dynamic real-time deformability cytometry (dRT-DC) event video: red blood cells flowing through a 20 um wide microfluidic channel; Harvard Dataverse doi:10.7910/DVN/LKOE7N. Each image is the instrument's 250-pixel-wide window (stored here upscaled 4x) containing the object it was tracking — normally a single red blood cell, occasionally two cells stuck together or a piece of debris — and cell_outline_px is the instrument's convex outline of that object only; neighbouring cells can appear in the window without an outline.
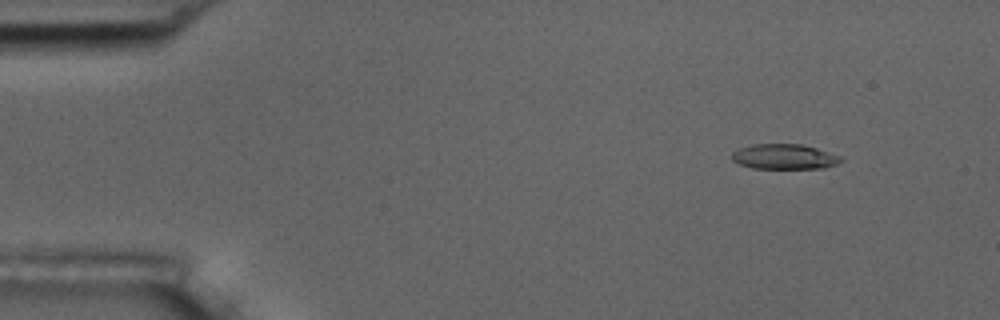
{"species": "common noctule bat (a hibernating species)", "species_latin": "Nyctalus noctula", "temperature_condition": "room temperature", "stored_images_in_passage": 5, "camera_frame_rate_fps": 3000, "um_per_image_px": 0.085, "animal": {"sex": "male", "body_mass_g": 17.5, "forearm_length_mm": 52.3}, "frame": {"image": 1, "passage_image": 1, "time_ms": 0.0, "image_size_px": [1000, 320], "cell_outline_px": [[844, 160], [836, 164], [824, 168], [752, 168], [740, 164], [732, 160], [732, 152], [740, 148], [752, 144], [800, 144], [816, 148], [840, 156]], "centroid_in_image_um": [66.66, 13.31], "position_along_channel_um": 18.3, "area_um2": 15.84}}
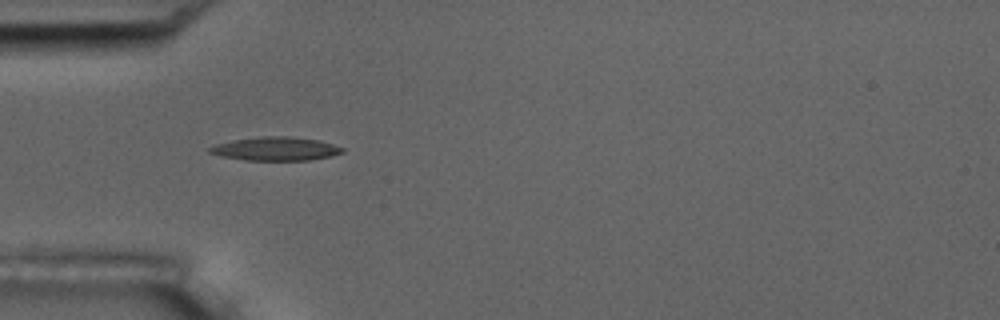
{"frame": {"image": 2, "passage_image": 4, "time_ms": 3.667, "image_size_px": [1000, 320], "cell_outline_px": [[344, 152], [332, 156], [308, 160], [244, 160], [220, 156], [208, 152], [208, 148], [216, 144], [232, 140], [260, 136], [288, 136], [316, 140], [332, 144], [344, 148]], "centroid_in_image_um": [23.4, 12.65], "position_along_channel_um": 61.6, "area_um2": 18.21}}